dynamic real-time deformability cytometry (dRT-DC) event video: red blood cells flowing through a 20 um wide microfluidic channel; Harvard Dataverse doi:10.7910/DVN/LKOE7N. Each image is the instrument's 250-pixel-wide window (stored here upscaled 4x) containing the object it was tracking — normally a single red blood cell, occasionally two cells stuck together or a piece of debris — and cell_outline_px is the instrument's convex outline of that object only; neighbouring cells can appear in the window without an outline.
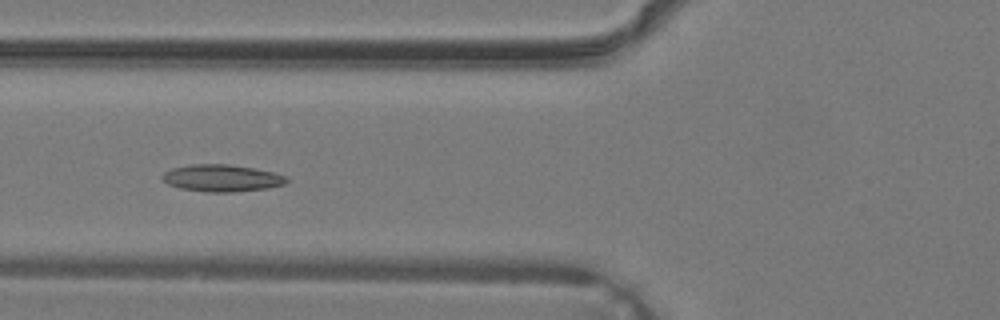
{"species": "common noctule bat (a hibernating species)", "species_latin": "Nyctalus noctula", "temperature_condition": "warm", "stored_images_in_passage": 36, "camera_frame_rate_fps": 3000, "um_per_image_px": 0.085, "animal": {"sex": "male", "body_mass_g": 19.2, "forearm_length_mm": 51.8}, "frame": {"image": 1, "passage_image": 13, "time_ms": 4.0, "image_size_px": [1000, 320], "cell_outline_px": [[288, 180], [284, 184], [268, 188], [232, 192], [208, 192], [180, 188], [168, 184], [160, 176], [164, 172], [172, 168], [192, 164], [228, 164], [252, 168], [272, 172], [284, 176]], "centroid_in_image_um": [18.81, 15.14], "position_along_channel_um": 107.0, "area_um2": 19.36}}
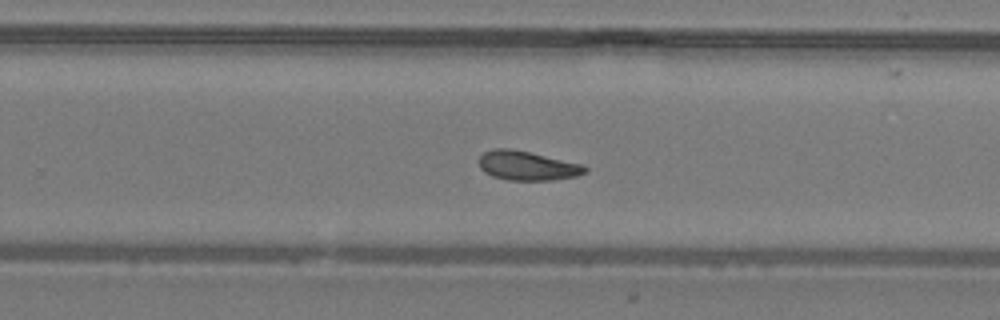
{"frame": {"image": 2, "passage_image": 23, "time_ms": 7.333, "image_size_px": [1000, 320], "cell_outline_px": [[588, 172], [576, 176], [552, 180], [504, 180], [492, 176], [484, 172], [480, 168], [480, 156], [484, 152], [496, 148], [512, 148], [584, 164], [588, 168]], "centroid_in_image_um": [44.84, 14.08], "position_along_channel_um": 285.0, "area_um2": 18.26}}
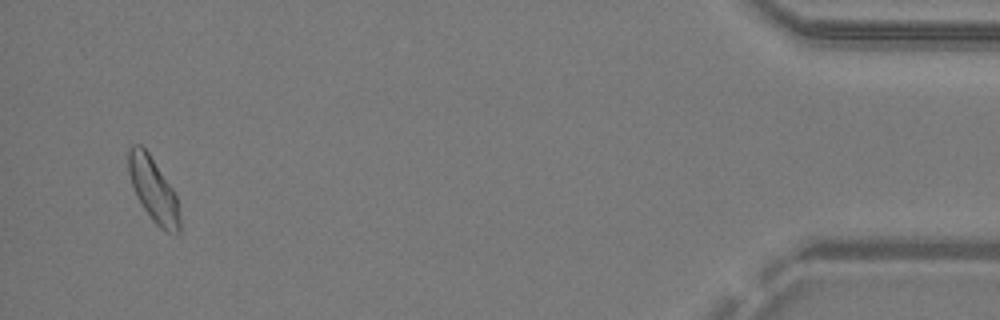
{"frame": {"image": 3, "passage_image": 35, "time_ms": 11.333, "image_size_px": [1000, 320], "cell_outline_px": [[180, 232], [176, 236], [160, 228], [152, 220], [136, 196], [128, 172], [128, 148], [132, 144], [140, 144], [148, 152], [176, 192], [180, 220]], "centroid_in_image_um": [13.05, 16.13], "position_along_channel_um": 422.1, "area_um2": 19.36}}